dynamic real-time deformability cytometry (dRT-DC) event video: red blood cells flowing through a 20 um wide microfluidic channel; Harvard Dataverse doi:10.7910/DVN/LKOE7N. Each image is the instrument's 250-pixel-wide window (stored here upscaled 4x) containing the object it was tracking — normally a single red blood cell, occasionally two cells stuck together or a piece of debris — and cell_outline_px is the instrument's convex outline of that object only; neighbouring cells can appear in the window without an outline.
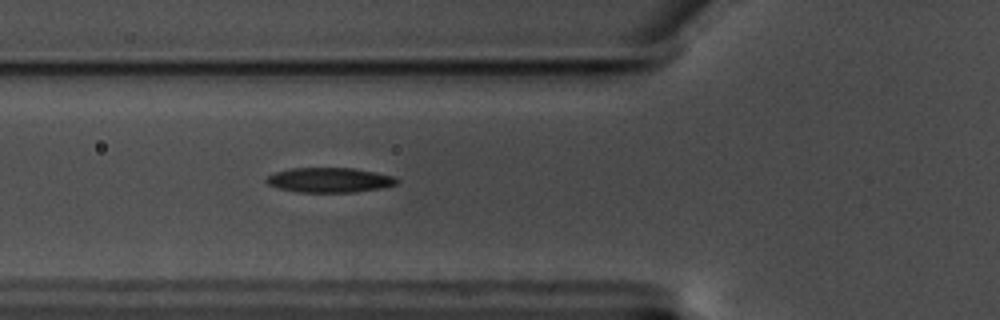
{"species": "common noctule bat (a hibernating species)", "species_latin": "Nyctalus noctula", "temperature_condition": "warm", "stored_images_in_passage": 35, "camera_frame_rate_fps": 3000, "um_per_image_px": 0.085, "animal": {"sex": "male", "body_mass_g": 17.5, "forearm_length_mm": 52.3}, "frame": {"image": 1, "passage_image": 3, "time_ms": 0.667, "image_size_px": [1000, 320], "cell_outline_px": [[400, 180], [396, 184], [380, 188], [356, 192], [296, 192], [276, 188], [268, 184], [264, 180], [268, 176], [276, 172], [292, 168], [352, 168], [392, 176]], "centroid_in_image_um": [27.96, 15.31], "position_along_channel_um": 97.8, "area_um2": 18.73}}
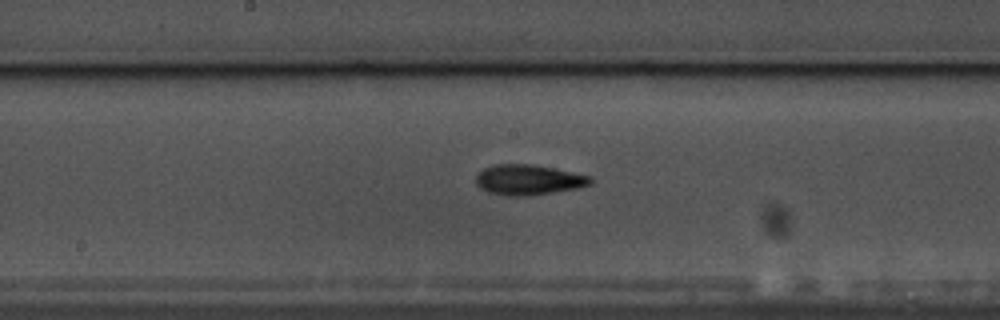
{"frame": {"image": 2, "passage_image": 12, "time_ms": 3.667, "image_size_px": [1000, 320], "cell_outline_px": [[592, 184], [576, 188], [528, 196], [508, 196], [488, 192], [480, 188], [476, 184], [476, 176], [484, 168], [492, 164], [536, 164], [556, 168], [592, 176]], "centroid_in_image_um": [44.92, 15.27], "position_along_channel_um": 203.3, "area_um2": 20.4}}
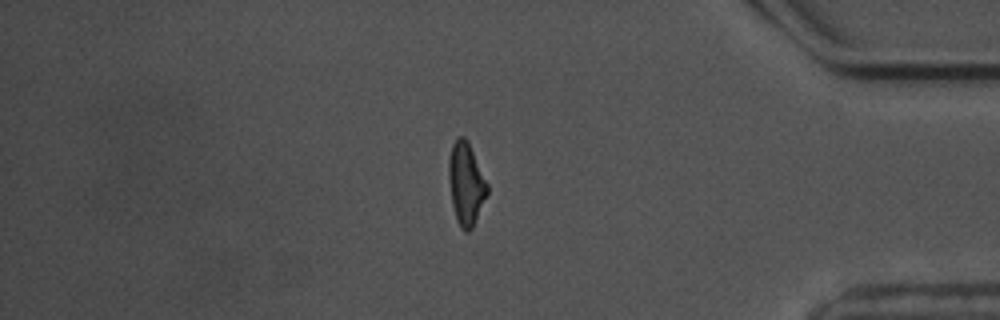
{"frame": {"image": 3, "passage_image": 31, "time_ms": 10.0, "image_size_px": [1000, 320], "cell_outline_px": [[488, 192], [472, 228], [468, 232], [464, 232], [460, 228], [456, 220], [452, 204], [448, 176], [448, 160], [452, 144], [456, 136], [464, 136], [468, 140], [488, 184]], "centroid_in_image_um": [39.59, 15.59], "position_along_channel_um": 395.6, "area_um2": 18.67}}